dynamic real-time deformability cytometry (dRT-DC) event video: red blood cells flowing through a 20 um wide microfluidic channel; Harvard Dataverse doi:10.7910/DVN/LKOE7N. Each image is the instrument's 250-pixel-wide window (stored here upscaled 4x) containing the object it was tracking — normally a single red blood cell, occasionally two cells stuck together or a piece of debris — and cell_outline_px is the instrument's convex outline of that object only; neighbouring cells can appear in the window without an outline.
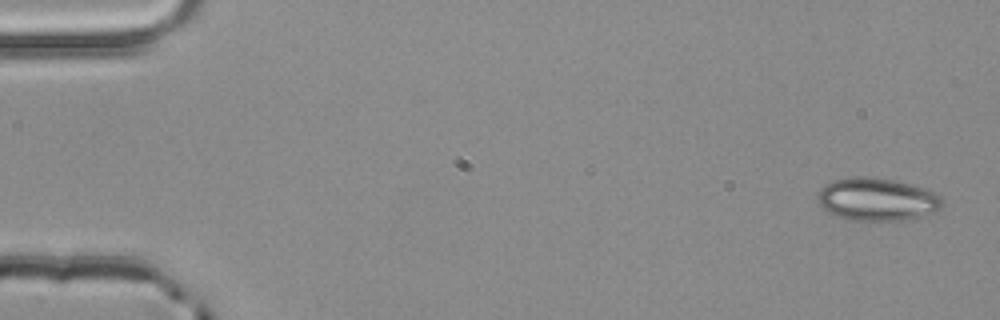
{"species": "common noctule bat (a hibernating species)", "species_latin": "Nyctalus noctula", "temperature_condition": "room temperature", "stored_images_in_passage": 3, "camera_frame_rate_fps": 3000, "um_per_image_px": 0.085, "animal": {"sex": "male", "body_mass_g": 20.4}, "frame": {"image": 1, "passage_image": 1, "time_ms": 0.0, "image_size_px": [1000, 320], "cell_outline_px": [[944, 204], [940, 208], [932, 212], [920, 216], [904, 220], [848, 220], [836, 216], [828, 212], [820, 204], [816, 196], [820, 188], [824, 184], [836, 180], [852, 176], [868, 176], [892, 180], [912, 184], [924, 188], [940, 196]], "centroid_in_image_um": [74.51, 16.93], "position_along_channel_um": 10.5, "area_um2": 31.04}}